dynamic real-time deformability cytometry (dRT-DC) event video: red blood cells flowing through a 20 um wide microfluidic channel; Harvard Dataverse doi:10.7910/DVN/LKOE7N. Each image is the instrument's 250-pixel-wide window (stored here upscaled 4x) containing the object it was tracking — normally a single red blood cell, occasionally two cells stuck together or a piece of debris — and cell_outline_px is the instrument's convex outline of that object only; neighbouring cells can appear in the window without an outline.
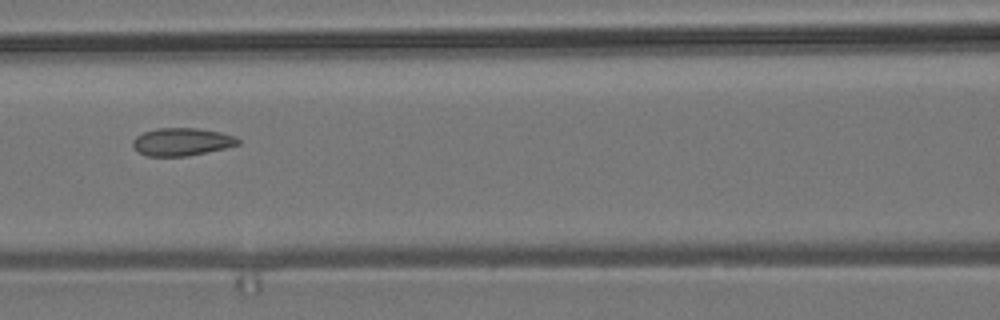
{"species": "common noctule bat (a hibernating species)", "species_latin": "Nyctalus noctula", "temperature_condition": "room temperature", "stored_images_in_passage": 8, "camera_frame_rate_fps": 3000, "um_per_image_px": 0.085, "animal": {"sex": "male", "body_mass_g": 19.2, "forearm_length_mm": 51.8}, "frame": {"image": 1, "passage_image": 6, "time_ms": 6.667, "image_size_px": [1000, 320], "cell_outline_px": [[240, 144], [224, 148], [188, 156], [148, 156], [136, 152], [132, 144], [132, 140], [136, 136], [144, 132], [156, 128], [196, 128], [220, 132], [236, 136], [240, 140]], "centroid_in_image_um": [15.43, 12.05], "position_along_channel_um": 151.2, "area_um2": 17.11}}
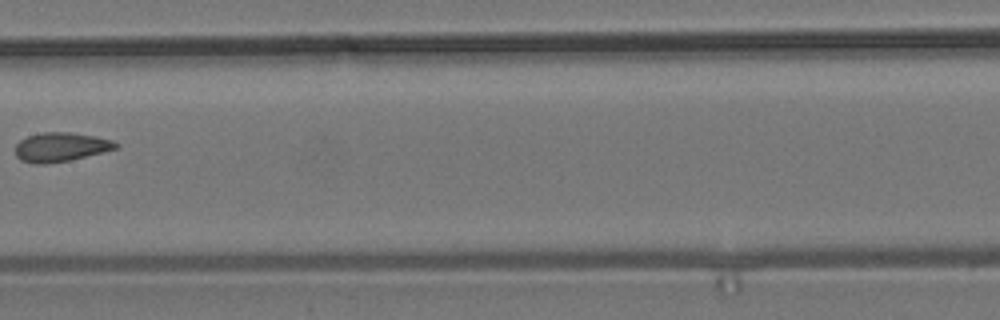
{"frame": {"image": 2, "passage_image": 7, "time_ms": 8.0, "image_size_px": [1000, 320], "cell_outline_px": [[120, 144], [116, 148], [68, 160], [48, 164], [36, 164], [20, 160], [16, 156], [16, 144], [20, 140], [28, 136], [40, 132], [72, 132], [96, 136], [112, 140]], "centroid_in_image_um": [5.13, 12.48], "position_along_channel_um": 202.3, "area_um2": 16.94}}
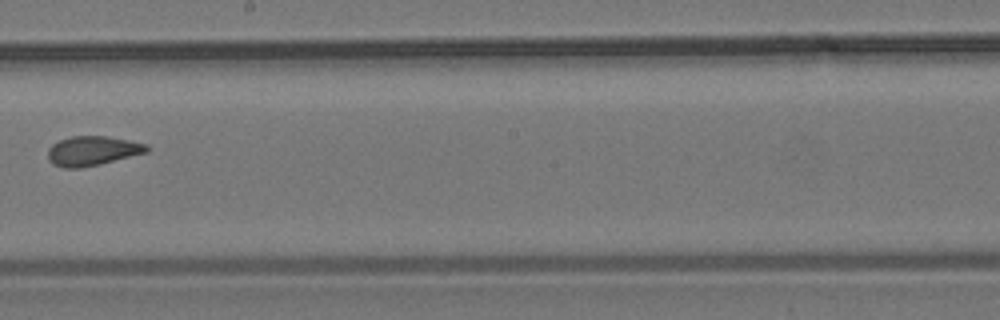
{"frame": {"image": 3, "passage_image": 8, "time_ms": 9.0, "image_size_px": [1000, 320], "cell_outline_px": [[148, 152], [100, 164], [80, 168], [64, 168], [52, 164], [48, 160], [48, 148], [52, 144], [60, 140], [72, 136], [108, 136], [148, 144]], "centroid_in_image_um": [7.84, 12.82], "position_along_channel_um": 240.4, "area_um2": 17.05}}